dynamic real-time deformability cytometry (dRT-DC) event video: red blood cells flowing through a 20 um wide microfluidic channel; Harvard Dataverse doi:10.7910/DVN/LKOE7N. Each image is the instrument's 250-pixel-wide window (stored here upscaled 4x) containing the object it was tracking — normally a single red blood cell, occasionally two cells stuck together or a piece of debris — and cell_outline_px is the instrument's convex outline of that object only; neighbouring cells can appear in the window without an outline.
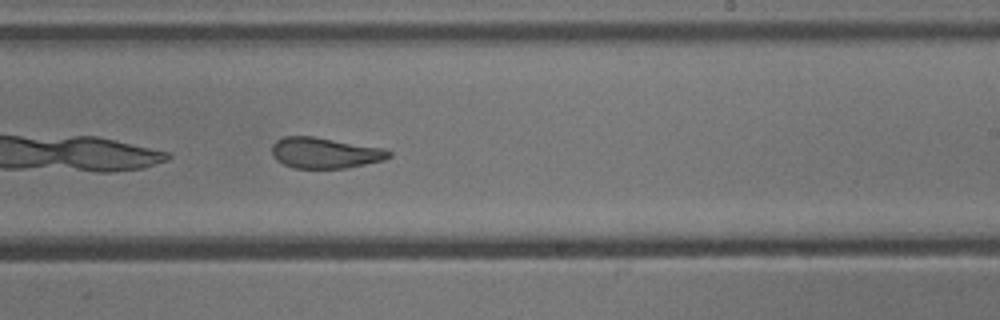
{"species": "common noctule bat (a hibernating species)", "species_latin": "Nyctalus noctula", "temperature_condition": "cold", "stored_images_in_passage": 35, "camera_frame_rate_fps": 3000, "um_per_image_px": 0.085, "animal": {"sex": "male", "body_mass_g": 13.3}, "frame": {"image": 1, "passage_image": 16, "time_ms": 5.0, "image_size_px": [1000, 320], "cell_outline_px": [[392, 156], [384, 160], [348, 168], [292, 168], [276, 160], [272, 156], [272, 144], [276, 140], [284, 136], [312, 136], [384, 148], [392, 152]], "centroid_in_image_um": [27.62, 13.0], "position_along_channel_um": 261.4, "area_um2": 21.15}}
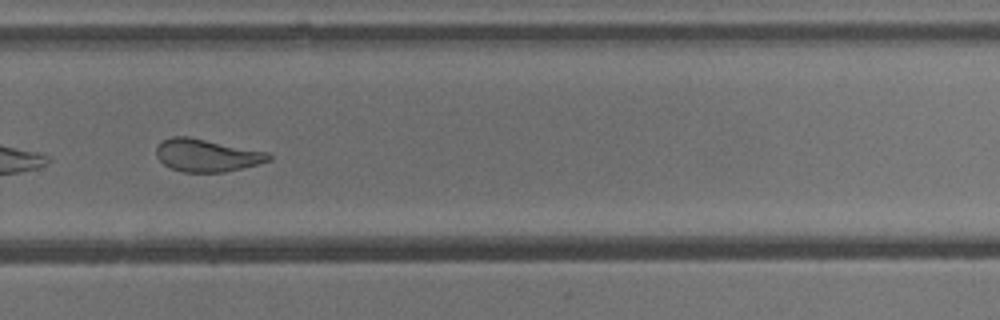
{"frame": {"image": 2, "passage_image": 20, "time_ms": 6.333, "image_size_px": [1000, 320], "cell_outline_px": [[272, 160], [224, 172], [184, 172], [172, 168], [164, 164], [156, 156], [156, 148], [164, 140], [172, 136], [188, 136], [268, 152], [272, 156]], "centroid_in_image_um": [17.58, 13.19], "position_along_channel_um": 312.2, "area_um2": 21.15}, "authors_computed_cell_mechanics": {"area_um2": 21.8484, "velocity_mm_per_s": 3.8229, "shape_relaxation_time_tau1_ms": null, "shape_relaxation_time_tau2_ms": 1.4274, "deformation_change_tau1": null, "deformation_change_tau2": 0.1024}}